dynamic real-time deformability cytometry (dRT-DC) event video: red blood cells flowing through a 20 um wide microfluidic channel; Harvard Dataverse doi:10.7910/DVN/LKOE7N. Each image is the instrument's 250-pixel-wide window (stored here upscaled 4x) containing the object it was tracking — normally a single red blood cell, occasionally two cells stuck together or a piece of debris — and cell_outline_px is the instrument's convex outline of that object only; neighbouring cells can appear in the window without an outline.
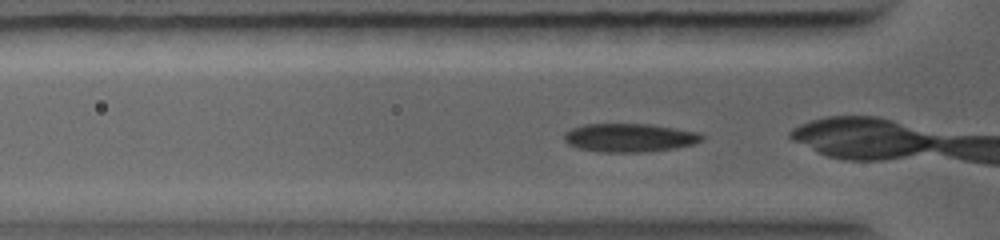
{"species": "common noctule bat (a hibernating species)", "species_latin": "Nyctalus noctula", "temperature_condition": "warm", "stored_images_in_passage": 5, "camera_frame_rate_fps": 5000, "um_per_image_px": 0.085, "animal": {"sex": "female", "body_mass_g": 19.0, "forearm_length_mm": 56.7}, "frame": {"image": 1, "passage_image": 2, "time_ms": 0.2, "image_size_px": [1000, 240], "cell_outline_px": [[704, 140], [696, 144], [676, 148], [644, 152], [600, 152], [580, 148], [568, 144], [564, 140], [564, 132], [572, 128], [584, 124], [648, 124], [700, 132], [704, 136]], "centroid_in_image_um": [53.54, 11.7], "position_along_channel_um": 72.3, "area_um2": 23.0}}